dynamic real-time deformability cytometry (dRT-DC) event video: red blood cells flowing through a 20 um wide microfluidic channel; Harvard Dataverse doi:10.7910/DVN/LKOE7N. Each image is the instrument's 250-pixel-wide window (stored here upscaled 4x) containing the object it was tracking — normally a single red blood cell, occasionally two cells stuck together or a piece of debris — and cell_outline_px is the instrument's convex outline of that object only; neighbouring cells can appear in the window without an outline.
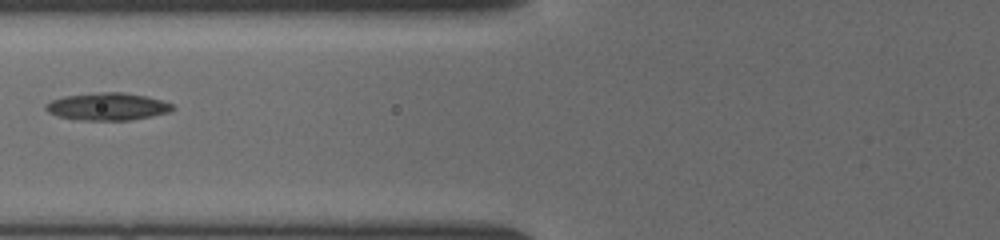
{"species": "common noctule bat (a hibernating species)", "species_latin": "Nyctalus noctula", "temperature_condition": "cold", "stored_images_in_passage": 17, "camera_frame_rate_fps": 3000, "um_per_image_px": 0.085, "animal": {"sex": "female", "body_mass_g": 19.5, "forearm_length_mm": 54.1}, "frame": {"image": 1, "passage_image": 4, "time_ms": 3.0, "image_size_px": [1000, 240], "cell_outline_px": [[176, 108], [168, 112], [152, 116], [128, 120], [84, 120], [60, 116], [48, 112], [44, 108], [44, 104], [52, 100], [64, 96], [96, 92], [124, 92], [144, 96], [160, 100], [172, 104]], "centroid_in_image_um": [9.12, 9.05], "position_along_channel_um": 116.7, "area_um2": 20.11}}
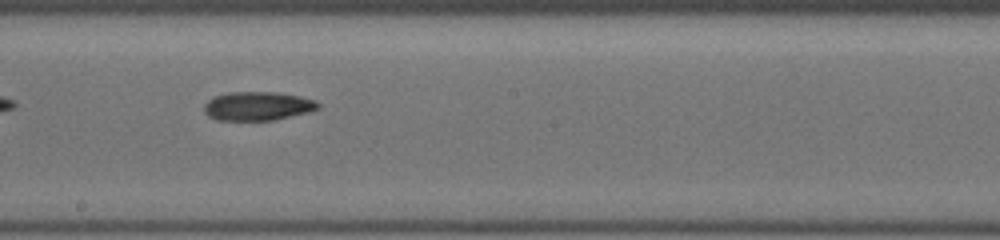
{"frame": {"image": 2, "passage_image": 7, "time_ms": 5.667, "image_size_px": [1000, 240], "cell_outline_px": [[320, 108], [308, 112], [272, 120], [216, 120], [208, 116], [204, 112], [204, 104], [212, 96], [228, 92], [276, 92], [300, 96], [316, 100], [320, 104]], "centroid_in_image_um": [21.88, 9.01], "position_along_channel_um": 226.3, "area_um2": 19.25}}
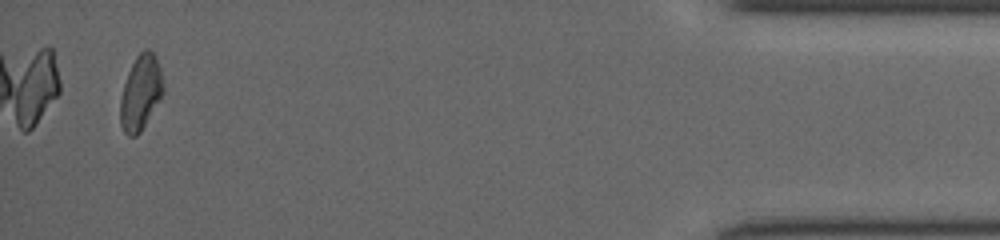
{"frame": {"image": 3, "passage_image": 16, "time_ms": 12.0, "image_size_px": [1000, 240], "cell_outline_px": [[164, 92], [140, 132], [136, 136], [128, 136], [124, 132], [120, 124], [120, 96], [128, 72], [136, 56], [144, 48], [148, 48], [156, 56], [160, 68], [164, 84]], "centroid_in_image_um": [11.95, 7.85], "position_along_channel_um": 423.2, "area_um2": 18.79}}